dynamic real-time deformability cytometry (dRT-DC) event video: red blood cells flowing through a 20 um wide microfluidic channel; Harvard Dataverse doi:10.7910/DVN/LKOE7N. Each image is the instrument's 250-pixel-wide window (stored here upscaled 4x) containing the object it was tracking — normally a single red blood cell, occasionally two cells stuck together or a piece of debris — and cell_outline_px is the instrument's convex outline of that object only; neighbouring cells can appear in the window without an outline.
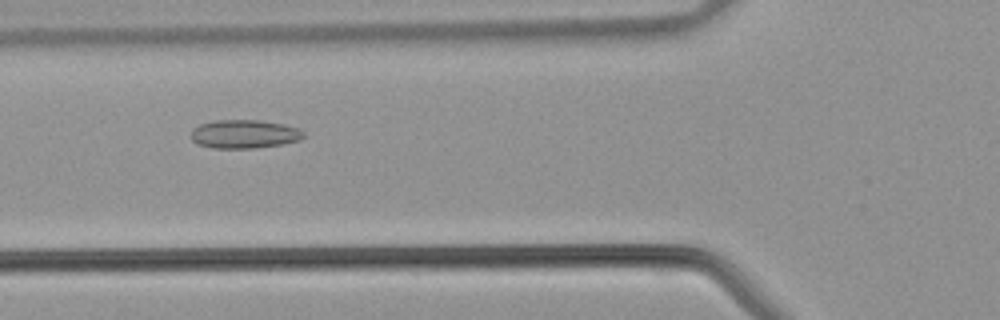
{"species": "common noctule bat (a hibernating species)", "species_latin": "Nyctalus noctula", "temperature_condition": "warm", "stored_images_in_passage": 41, "camera_frame_rate_fps": 3000, "um_per_image_px": 0.085, "animal": {"sex": "male", "body_mass_g": 21.5, "forearm_length_mm": 52.0}, "frame": {"image": 1, "passage_image": 15, "time_ms": 4.667, "image_size_px": [1000, 320], "cell_outline_px": [[304, 136], [300, 140], [284, 144], [252, 148], [212, 148], [196, 144], [192, 140], [192, 128], [200, 124], [216, 120], [260, 120], [284, 124], [300, 128], [304, 132]], "centroid_in_image_um": [20.78, 11.39], "position_along_channel_um": 105.0, "area_um2": 18.9}}
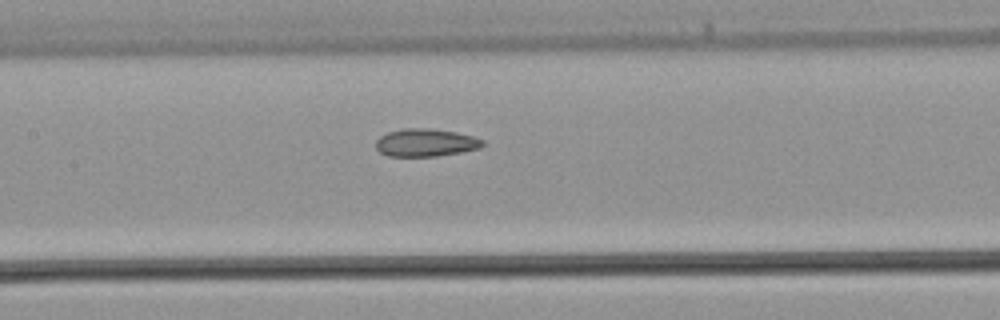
{"frame": {"image": 2, "passage_image": 19, "time_ms": 6.0, "image_size_px": [1000, 320], "cell_outline_px": [[484, 144], [480, 148], [460, 152], [436, 156], [388, 156], [380, 152], [376, 148], [376, 140], [380, 136], [388, 132], [404, 128], [432, 128], [456, 132], [472, 136], [484, 140]], "centroid_in_image_um": [36.17, 12.12], "position_along_channel_um": 171.2, "area_um2": 17.28}}
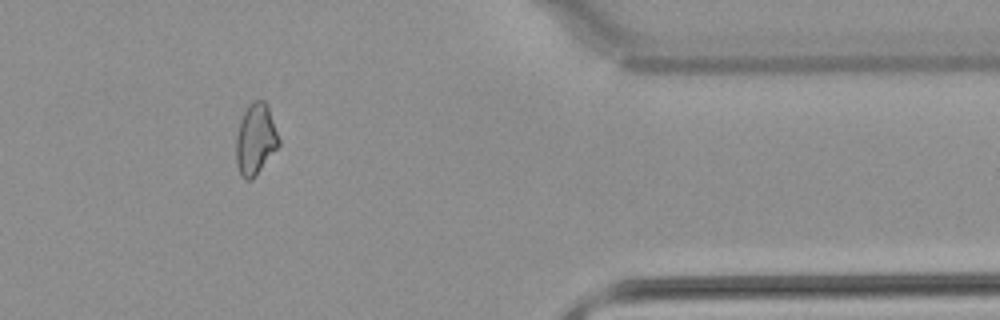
{"frame": {"image": 3, "passage_image": 34, "time_ms": 11.0, "image_size_px": [1000, 320], "cell_outline_px": [[280, 144], [252, 180], [244, 180], [236, 164], [236, 136], [240, 120], [248, 104], [252, 100], [264, 100], [268, 108], [280, 140]], "centroid_in_image_um": [21.7, 11.84], "position_along_channel_um": 389.7, "area_um2": 17.57}}